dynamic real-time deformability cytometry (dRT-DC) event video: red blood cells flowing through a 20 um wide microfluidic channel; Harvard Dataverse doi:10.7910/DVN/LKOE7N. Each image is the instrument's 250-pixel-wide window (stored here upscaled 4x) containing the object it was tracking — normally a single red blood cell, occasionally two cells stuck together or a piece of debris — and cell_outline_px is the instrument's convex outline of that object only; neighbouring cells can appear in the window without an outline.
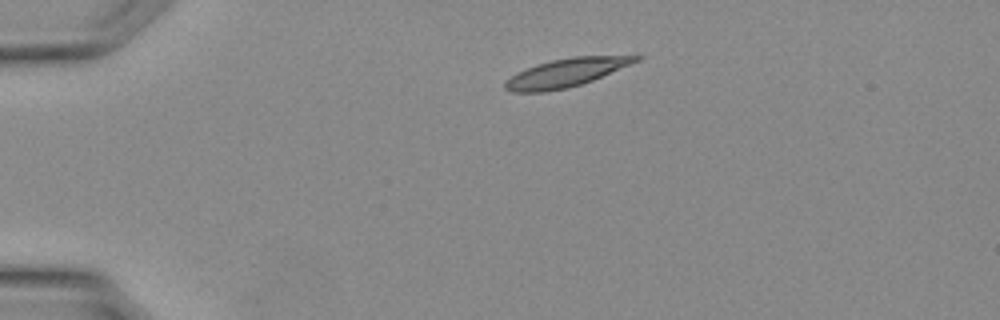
{"species": "Egyptian fruit bat (a non-hibernating species)", "species_latin": "Rousettus aegyptiacus", "temperature_condition": "warm", "stored_images_in_passage": 25, "camera_frame_rate_fps": 3000, "um_per_image_px": 0.085, "animal": {"sex": "female"}, "frame": {"image": 1, "passage_image": 1, "time_ms": 0.0, "image_size_px": [1000, 320], "cell_outline_px": [[644, 56], [640, 60], [592, 80], [568, 88], [544, 92], [512, 92], [504, 88], [504, 80], [516, 72], [536, 64], [552, 60], [572, 56]], "centroid_in_image_um": [48.04, 6.19], "position_along_channel_um": 37.0, "area_um2": 21.5}}
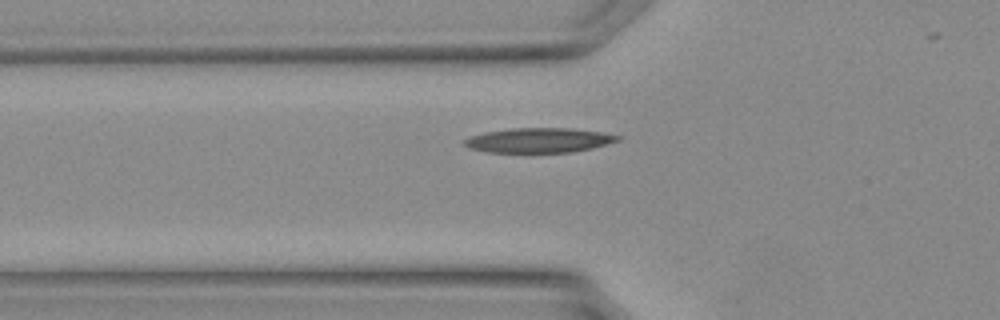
{"frame": {"image": 2, "passage_image": 6, "time_ms": 1.667, "image_size_px": [1000, 320], "cell_outline_px": [[620, 140], [592, 148], [572, 152], [488, 152], [472, 148], [464, 144], [464, 140], [472, 136], [484, 132], [512, 128], [572, 128], [600, 132], [620, 136]], "centroid_in_image_um": [45.83, 11.92], "position_along_channel_um": 80.0, "area_um2": 21.79}}
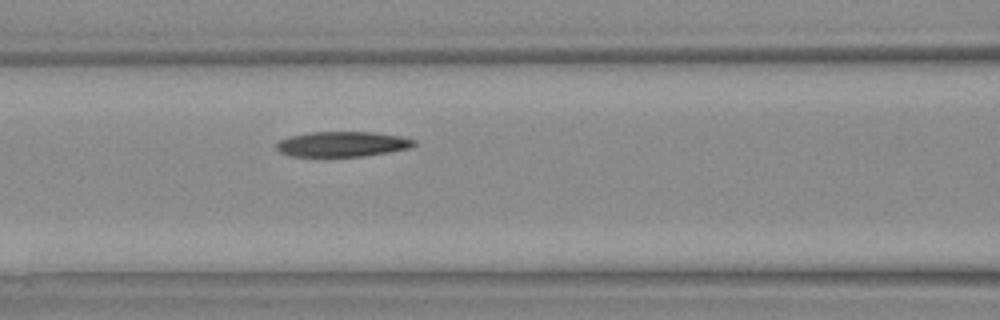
{"frame": {"image": 3, "passage_image": 9, "time_ms": 2.667, "image_size_px": [1000, 320], "cell_outline_px": [[416, 144], [408, 148], [388, 152], [360, 156], [292, 156], [280, 152], [276, 148], [276, 144], [280, 140], [288, 136], [308, 132], [372, 132], [400, 136], [416, 140]], "centroid_in_image_um": [29.07, 12.24], "position_along_channel_um": 137.5, "area_um2": 20.06}}